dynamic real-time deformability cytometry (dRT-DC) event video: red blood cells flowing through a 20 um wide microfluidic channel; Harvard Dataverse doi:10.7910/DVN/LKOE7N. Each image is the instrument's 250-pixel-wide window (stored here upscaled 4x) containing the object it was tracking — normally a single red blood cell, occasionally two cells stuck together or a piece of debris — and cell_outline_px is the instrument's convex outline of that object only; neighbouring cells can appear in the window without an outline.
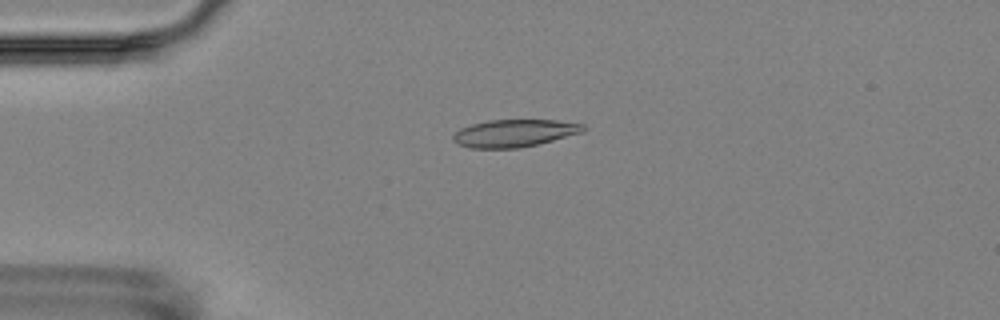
{"species": "Egyptian fruit bat (a non-hibernating species)", "species_latin": "Rousettus aegyptiacus", "temperature_condition": "room temperature", "stored_images_in_passage": 5, "camera_frame_rate_fps": 3000, "um_per_image_px": 0.085, "animal": {"sex": "female"}, "frame": {"image": 1, "passage_image": 4, "time_ms": 3.333, "image_size_px": [1000, 320], "cell_outline_px": [[584, 132], [520, 148], [468, 148], [452, 140], [452, 136], [460, 128], [472, 124], [488, 120], [556, 120], [584, 124]], "centroid_in_image_um": [43.7, 11.32], "position_along_channel_um": 41.3, "area_um2": 20.69}}